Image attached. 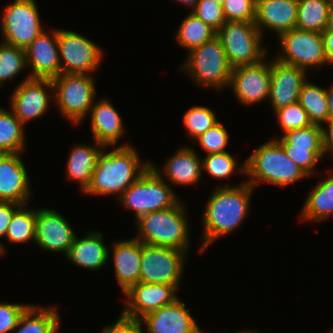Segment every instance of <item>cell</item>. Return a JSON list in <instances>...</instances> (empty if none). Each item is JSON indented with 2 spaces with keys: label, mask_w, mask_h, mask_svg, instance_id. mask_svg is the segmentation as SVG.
<instances>
[{
  "label": "cell",
  "mask_w": 333,
  "mask_h": 333,
  "mask_svg": "<svg viewBox=\"0 0 333 333\" xmlns=\"http://www.w3.org/2000/svg\"><path fill=\"white\" fill-rule=\"evenodd\" d=\"M255 188L248 182L237 186H219L210 195L202 216L203 242L199 252H203L214 241L233 232L247 217L251 194Z\"/></svg>",
  "instance_id": "6da1fadb"
},
{
  "label": "cell",
  "mask_w": 333,
  "mask_h": 333,
  "mask_svg": "<svg viewBox=\"0 0 333 333\" xmlns=\"http://www.w3.org/2000/svg\"><path fill=\"white\" fill-rule=\"evenodd\" d=\"M97 159L91 182L84 191L89 195H116L117 199L150 166V161L143 162L139 153L130 144L113 147Z\"/></svg>",
  "instance_id": "7a4b0ae2"
},
{
  "label": "cell",
  "mask_w": 333,
  "mask_h": 333,
  "mask_svg": "<svg viewBox=\"0 0 333 333\" xmlns=\"http://www.w3.org/2000/svg\"><path fill=\"white\" fill-rule=\"evenodd\" d=\"M238 170L249 176L246 182L254 188L263 181L285 187L309 177L286 155L283 147L273 138L257 147Z\"/></svg>",
  "instance_id": "3957f363"
},
{
  "label": "cell",
  "mask_w": 333,
  "mask_h": 333,
  "mask_svg": "<svg viewBox=\"0 0 333 333\" xmlns=\"http://www.w3.org/2000/svg\"><path fill=\"white\" fill-rule=\"evenodd\" d=\"M185 205L180 201L176 206L144 214L136 220L134 237L142 243L172 247L188 253L190 228Z\"/></svg>",
  "instance_id": "277c9868"
},
{
  "label": "cell",
  "mask_w": 333,
  "mask_h": 333,
  "mask_svg": "<svg viewBox=\"0 0 333 333\" xmlns=\"http://www.w3.org/2000/svg\"><path fill=\"white\" fill-rule=\"evenodd\" d=\"M157 168L150 161V166L119 198L125 208L134 210L137 219L144 214L176 206L181 201Z\"/></svg>",
  "instance_id": "5b68a950"
},
{
  "label": "cell",
  "mask_w": 333,
  "mask_h": 333,
  "mask_svg": "<svg viewBox=\"0 0 333 333\" xmlns=\"http://www.w3.org/2000/svg\"><path fill=\"white\" fill-rule=\"evenodd\" d=\"M186 62L181 66L195 83L202 87L222 91L229 85L232 74L221 39L216 35L201 46L190 50Z\"/></svg>",
  "instance_id": "8992f818"
},
{
  "label": "cell",
  "mask_w": 333,
  "mask_h": 333,
  "mask_svg": "<svg viewBox=\"0 0 333 333\" xmlns=\"http://www.w3.org/2000/svg\"><path fill=\"white\" fill-rule=\"evenodd\" d=\"M91 76L92 74L60 73L51 79L59 112L74 124H80L94 104L96 83Z\"/></svg>",
  "instance_id": "52a82bcc"
},
{
  "label": "cell",
  "mask_w": 333,
  "mask_h": 333,
  "mask_svg": "<svg viewBox=\"0 0 333 333\" xmlns=\"http://www.w3.org/2000/svg\"><path fill=\"white\" fill-rule=\"evenodd\" d=\"M232 67L255 64L267 56L263 36L254 22L226 21L217 31Z\"/></svg>",
  "instance_id": "ba28073f"
},
{
  "label": "cell",
  "mask_w": 333,
  "mask_h": 333,
  "mask_svg": "<svg viewBox=\"0 0 333 333\" xmlns=\"http://www.w3.org/2000/svg\"><path fill=\"white\" fill-rule=\"evenodd\" d=\"M186 254L176 248L142 243L139 282L170 284L179 289Z\"/></svg>",
  "instance_id": "9c48e42d"
},
{
  "label": "cell",
  "mask_w": 333,
  "mask_h": 333,
  "mask_svg": "<svg viewBox=\"0 0 333 333\" xmlns=\"http://www.w3.org/2000/svg\"><path fill=\"white\" fill-rule=\"evenodd\" d=\"M281 51L275 58L279 61L308 71L327 65L322 33L292 29L279 37Z\"/></svg>",
  "instance_id": "30bf717a"
},
{
  "label": "cell",
  "mask_w": 333,
  "mask_h": 333,
  "mask_svg": "<svg viewBox=\"0 0 333 333\" xmlns=\"http://www.w3.org/2000/svg\"><path fill=\"white\" fill-rule=\"evenodd\" d=\"M35 0H15L5 7L2 42L25 49L44 30Z\"/></svg>",
  "instance_id": "8fae6325"
},
{
  "label": "cell",
  "mask_w": 333,
  "mask_h": 333,
  "mask_svg": "<svg viewBox=\"0 0 333 333\" xmlns=\"http://www.w3.org/2000/svg\"><path fill=\"white\" fill-rule=\"evenodd\" d=\"M58 46L61 73L90 75L103 59L100 46L71 30L58 29Z\"/></svg>",
  "instance_id": "7c38bea8"
},
{
  "label": "cell",
  "mask_w": 333,
  "mask_h": 333,
  "mask_svg": "<svg viewBox=\"0 0 333 333\" xmlns=\"http://www.w3.org/2000/svg\"><path fill=\"white\" fill-rule=\"evenodd\" d=\"M54 86L49 78H30L27 76L11 95V111L24 125L41 117L50 108ZM50 92V94H48Z\"/></svg>",
  "instance_id": "4fadbf2b"
},
{
  "label": "cell",
  "mask_w": 333,
  "mask_h": 333,
  "mask_svg": "<svg viewBox=\"0 0 333 333\" xmlns=\"http://www.w3.org/2000/svg\"><path fill=\"white\" fill-rule=\"evenodd\" d=\"M266 59L232 68L228 86L244 106H251L269 98L271 70L270 60L265 62Z\"/></svg>",
  "instance_id": "5bb4252c"
},
{
  "label": "cell",
  "mask_w": 333,
  "mask_h": 333,
  "mask_svg": "<svg viewBox=\"0 0 333 333\" xmlns=\"http://www.w3.org/2000/svg\"><path fill=\"white\" fill-rule=\"evenodd\" d=\"M178 288L163 283H141L132 285L125 293L122 313L128 317L141 319L146 314L174 302Z\"/></svg>",
  "instance_id": "9a60e30c"
},
{
  "label": "cell",
  "mask_w": 333,
  "mask_h": 333,
  "mask_svg": "<svg viewBox=\"0 0 333 333\" xmlns=\"http://www.w3.org/2000/svg\"><path fill=\"white\" fill-rule=\"evenodd\" d=\"M76 234L62 214L54 209H37L34 243L50 252L66 256Z\"/></svg>",
  "instance_id": "2e32d148"
},
{
  "label": "cell",
  "mask_w": 333,
  "mask_h": 333,
  "mask_svg": "<svg viewBox=\"0 0 333 333\" xmlns=\"http://www.w3.org/2000/svg\"><path fill=\"white\" fill-rule=\"evenodd\" d=\"M271 80L269 100L273 111L281 109L299 99L300 90L307 81V71L273 58L270 61Z\"/></svg>",
  "instance_id": "e0dca14e"
},
{
  "label": "cell",
  "mask_w": 333,
  "mask_h": 333,
  "mask_svg": "<svg viewBox=\"0 0 333 333\" xmlns=\"http://www.w3.org/2000/svg\"><path fill=\"white\" fill-rule=\"evenodd\" d=\"M25 53L27 66L32 68L28 75L30 78L52 79L61 73L58 29H53L51 36L44 29L25 48Z\"/></svg>",
  "instance_id": "ac0fdd59"
},
{
  "label": "cell",
  "mask_w": 333,
  "mask_h": 333,
  "mask_svg": "<svg viewBox=\"0 0 333 333\" xmlns=\"http://www.w3.org/2000/svg\"><path fill=\"white\" fill-rule=\"evenodd\" d=\"M20 154H0V201L27 205L31 184Z\"/></svg>",
  "instance_id": "d6986e66"
},
{
  "label": "cell",
  "mask_w": 333,
  "mask_h": 333,
  "mask_svg": "<svg viewBox=\"0 0 333 333\" xmlns=\"http://www.w3.org/2000/svg\"><path fill=\"white\" fill-rule=\"evenodd\" d=\"M146 333H203L179 298L141 318Z\"/></svg>",
  "instance_id": "ffe728a7"
},
{
  "label": "cell",
  "mask_w": 333,
  "mask_h": 333,
  "mask_svg": "<svg viewBox=\"0 0 333 333\" xmlns=\"http://www.w3.org/2000/svg\"><path fill=\"white\" fill-rule=\"evenodd\" d=\"M297 11L298 0H256L254 23L262 36L269 29L279 37L295 28Z\"/></svg>",
  "instance_id": "44dd1931"
},
{
  "label": "cell",
  "mask_w": 333,
  "mask_h": 333,
  "mask_svg": "<svg viewBox=\"0 0 333 333\" xmlns=\"http://www.w3.org/2000/svg\"><path fill=\"white\" fill-rule=\"evenodd\" d=\"M93 141L104 147L116 146L124 135L122 118L108 99L94 102L89 111Z\"/></svg>",
  "instance_id": "7402d4cb"
},
{
  "label": "cell",
  "mask_w": 333,
  "mask_h": 333,
  "mask_svg": "<svg viewBox=\"0 0 333 333\" xmlns=\"http://www.w3.org/2000/svg\"><path fill=\"white\" fill-rule=\"evenodd\" d=\"M115 277L123 293L139 282L142 242L136 238L113 242Z\"/></svg>",
  "instance_id": "603a6c76"
},
{
  "label": "cell",
  "mask_w": 333,
  "mask_h": 333,
  "mask_svg": "<svg viewBox=\"0 0 333 333\" xmlns=\"http://www.w3.org/2000/svg\"><path fill=\"white\" fill-rule=\"evenodd\" d=\"M103 233L88 231L84 238L75 236L66 258L73 264L88 270H98L109 261V249L103 242Z\"/></svg>",
  "instance_id": "cb8c5ba5"
},
{
  "label": "cell",
  "mask_w": 333,
  "mask_h": 333,
  "mask_svg": "<svg viewBox=\"0 0 333 333\" xmlns=\"http://www.w3.org/2000/svg\"><path fill=\"white\" fill-rule=\"evenodd\" d=\"M163 175L174 185H192L199 183L202 177V159L191 147L179 148L166 161Z\"/></svg>",
  "instance_id": "d4e9b609"
},
{
  "label": "cell",
  "mask_w": 333,
  "mask_h": 333,
  "mask_svg": "<svg viewBox=\"0 0 333 333\" xmlns=\"http://www.w3.org/2000/svg\"><path fill=\"white\" fill-rule=\"evenodd\" d=\"M94 142L96 146L86 143L75 145L67 159L66 176L68 175L67 178L72 181H78L83 193L91 182L97 159L104 148L103 145Z\"/></svg>",
  "instance_id": "484cf974"
},
{
  "label": "cell",
  "mask_w": 333,
  "mask_h": 333,
  "mask_svg": "<svg viewBox=\"0 0 333 333\" xmlns=\"http://www.w3.org/2000/svg\"><path fill=\"white\" fill-rule=\"evenodd\" d=\"M329 176L311 190L302 207L301 221L318 222L333 215V175Z\"/></svg>",
  "instance_id": "4316f807"
},
{
  "label": "cell",
  "mask_w": 333,
  "mask_h": 333,
  "mask_svg": "<svg viewBox=\"0 0 333 333\" xmlns=\"http://www.w3.org/2000/svg\"><path fill=\"white\" fill-rule=\"evenodd\" d=\"M57 309L58 308L54 305L43 308L30 304L21 315L16 328L12 332L51 333L52 330L60 324V317Z\"/></svg>",
  "instance_id": "83f0119b"
},
{
  "label": "cell",
  "mask_w": 333,
  "mask_h": 333,
  "mask_svg": "<svg viewBox=\"0 0 333 333\" xmlns=\"http://www.w3.org/2000/svg\"><path fill=\"white\" fill-rule=\"evenodd\" d=\"M298 102L307 112L312 124L322 126L329 120L327 88H322L307 80L300 90Z\"/></svg>",
  "instance_id": "f1b7e54d"
},
{
  "label": "cell",
  "mask_w": 333,
  "mask_h": 333,
  "mask_svg": "<svg viewBox=\"0 0 333 333\" xmlns=\"http://www.w3.org/2000/svg\"><path fill=\"white\" fill-rule=\"evenodd\" d=\"M331 2L332 0H298L295 28L322 33L327 26Z\"/></svg>",
  "instance_id": "f546056e"
},
{
  "label": "cell",
  "mask_w": 333,
  "mask_h": 333,
  "mask_svg": "<svg viewBox=\"0 0 333 333\" xmlns=\"http://www.w3.org/2000/svg\"><path fill=\"white\" fill-rule=\"evenodd\" d=\"M217 35V31L198 18L193 12L184 18L176 33V40L187 51L201 46Z\"/></svg>",
  "instance_id": "4dcf8cb0"
},
{
  "label": "cell",
  "mask_w": 333,
  "mask_h": 333,
  "mask_svg": "<svg viewBox=\"0 0 333 333\" xmlns=\"http://www.w3.org/2000/svg\"><path fill=\"white\" fill-rule=\"evenodd\" d=\"M24 128L11 110L0 107V154L21 153L25 149Z\"/></svg>",
  "instance_id": "1f68e13d"
},
{
  "label": "cell",
  "mask_w": 333,
  "mask_h": 333,
  "mask_svg": "<svg viewBox=\"0 0 333 333\" xmlns=\"http://www.w3.org/2000/svg\"><path fill=\"white\" fill-rule=\"evenodd\" d=\"M22 205L12 216L6 231V240L11 243H26L35 240V223L37 209L28 210Z\"/></svg>",
  "instance_id": "d6a6232c"
},
{
  "label": "cell",
  "mask_w": 333,
  "mask_h": 333,
  "mask_svg": "<svg viewBox=\"0 0 333 333\" xmlns=\"http://www.w3.org/2000/svg\"><path fill=\"white\" fill-rule=\"evenodd\" d=\"M274 139L281 146H292V149L322 150V128L317 124L289 130Z\"/></svg>",
  "instance_id": "836d02e7"
},
{
  "label": "cell",
  "mask_w": 333,
  "mask_h": 333,
  "mask_svg": "<svg viewBox=\"0 0 333 333\" xmlns=\"http://www.w3.org/2000/svg\"><path fill=\"white\" fill-rule=\"evenodd\" d=\"M27 68L25 49L0 43V87Z\"/></svg>",
  "instance_id": "e575fe53"
},
{
  "label": "cell",
  "mask_w": 333,
  "mask_h": 333,
  "mask_svg": "<svg viewBox=\"0 0 333 333\" xmlns=\"http://www.w3.org/2000/svg\"><path fill=\"white\" fill-rule=\"evenodd\" d=\"M183 122L187 128V136L197 138L214 126L218 120L213 110L206 106H193L183 115Z\"/></svg>",
  "instance_id": "d590c367"
},
{
  "label": "cell",
  "mask_w": 333,
  "mask_h": 333,
  "mask_svg": "<svg viewBox=\"0 0 333 333\" xmlns=\"http://www.w3.org/2000/svg\"><path fill=\"white\" fill-rule=\"evenodd\" d=\"M237 161L229 152L208 154L202 159V170L215 179H230L235 174Z\"/></svg>",
  "instance_id": "8d00e7d4"
},
{
  "label": "cell",
  "mask_w": 333,
  "mask_h": 333,
  "mask_svg": "<svg viewBox=\"0 0 333 333\" xmlns=\"http://www.w3.org/2000/svg\"><path fill=\"white\" fill-rule=\"evenodd\" d=\"M282 131L285 133L289 130L300 129L310 126L307 112L301 107L299 102L289 104L274 112Z\"/></svg>",
  "instance_id": "74e56055"
},
{
  "label": "cell",
  "mask_w": 333,
  "mask_h": 333,
  "mask_svg": "<svg viewBox=\"0 0 333 333\" xmlns=\"http://www.w3.org/2000/svg\"><path fill=\"white\" fill-rule=\"evenodd\" d=\"M229 135L224 125L218 121L214 126L210 127L205 133L195 138L198 141L207 154L227 152L226 146Z\"/></svg>",
  "instance_id": "f35d334b"
},
{
  "label": "cell",
  "mask_w": 333,
  "mask_h": 333,
  "mask_svg": "<svg viewBox=\"0 0 333 333\" xmlns=\"http://www.w3.org/2000/svg\"><path fill=\"white\" fill-rule=\"evenodd\" d=\"M222 8L226 21L255 20L256 0H226Z\"/></svg>",
  "instance_id": "ab89813d"
},
{
  "label": "cell",
  "mask_w": 333,
  "mask_h": 333,
  "mask_svg": "<svg viewBox=\"0 0 333 333\" xmlns=\"http://www.w3.org/2000/svg\"><path fill=\"white\" fill-rule=\"evenodd\" d=\"M191 12L216 31L226 22L222 5L214 0H199Z\"/></svg>",
  "instance_id": "60d3db41"
},
{
  "label": "cell",
  "mask_w": 333,
  "mask_h": 333,
  "mask_svg": "<svg viewBox=\"0 0 333 333\" xmlns=\"http://www.w3.org/2000/svg\"><path fill=\"white\" fill-rule=\"evenodd\" d=\"M286 155L309 176L314 172V167L324 156L323 150L292 149V146H282Z\"/></svg>",
  "instance_id": "b9f144b4"
},
{
  "label": "cell",
  "mask_w": 333,
  "mask_h": 333,
  "mask_svg": "<svg viewBox=\"0 0 333 333\" xmlns=\"http://www.w3.org/2000/svg\"><path fill=\"white\" fill-rule=\"evenodd\" d=\"M28 304L20 303H0V333H11L17 326L18 321Z\"/></svg>",
  "instance_id": "7bdbcfd3"
},
{
  "label": "cell",
  "mask_w": 333,
  "mask_h": 333,
  "mask_svg": "<svg viewBox=\"0 0 333 333\" xmlns=\"http://www.w3.org/2000/svg\"><path fill=\"white\" fill-rule=\"evenodd\" d=\"M143 328L141 319L128 317L121 312L116 322L105 326L102 333H143Z\"/></svg>",
  "instance_id": "ee69618b"
},
{
  "label": "cell",
  "mask_w": 333,
  "mask_h": 333,
  "mask_svg": "<svg viewBox=\"0 0 333 333\" xmlns=\"http://www.w3.org/2000/svg\"><path fill=\"white\" fill-rule=\"evenodd\" d=\"M21 206L13 202L0 201V238H5L12 216ZM5 252V246L0 242V255H3Z\"/></svg>",
  "instance_id": "f6af8a7d"
},
{
  "label": "cell",
  "mask_w": 333,
  "mask_h": 333,
  "mask_svg": "<svg viewBox=\"0 0 333 333\" xmlns=\"http://www.w3.org/2000/svg\"><path fill=\"white\" fill-rule=\"evenodd\" d=\"M327 127L321 126L322 128V150L324 155H330L333 158V119H329ZM327 153V154H326Z\"/></svg>",
  "instance_id": "bcb514c9"
},
{
  "label": "cell",
  "mask_w": 333,
  "mask_h": 333,
  "mask_svg": "<svg viewBox=\"0 0 333 333\" xmlns=\"http://www.w3.org/2000/svg\"><path fill=\"white\" fill-rule=\"evenodd\" d=\"M324 50L326 54L327 64L333 65V31L326 28L322 32Z\"/></svg>",
  "instance_id": "7dc6e473"
},
{
  "label": "cell",
  "mask_w": 333,
  "mask_h": 333,
  "mask_svg": "<svg viewBox=\"0 0 333 333\" xmlns=\"http://www.w3.org/2000/svg\"><path fill=\"white\" fill-rule=\"evenodd\" d=\"M329 119H333V83L327 88Z\"/></svg>",
  "instance_id": "c3c4849f"
},
{
  "label": "cell",
  "mask_w": 333,
  "mask_h": 333,
  "mask_svg": "<svg viewBox=\"0 0 333 333\" xmlns=\"http://www.w3.org/2000/svg\"><path fill=\"white\" fill-rule=\"evenodd\" d=\"M326 29L333 31V0L330 4V7H329L328 22H327Z\"/></svg>",
  "instance_id": "681fc988"
},
{
  "label": "cell",
  "mask_w": 333,
  "mask_h": 333,
  "mask_svg": "<svg viewBox=\"0 0 333 333\" xmlns=\"http://www.w3.org/2000/svg\"><path fill=\"white\" fill-rule=\"evenodd\" d=\"M181 4H184L186 6H191L192 10L196 7V4L198 3L199 0H176Z\"/></svg>",
  "instance_id": "f907efd6"
},
{
  "label": "cell",
  "mask_w": 333,
  "mask_h": 333,
  "mask_svg": "<svg viewBox=\"0 0 333 333\" xmlns=\"http://www.w3.org/2000/svg\"><path fill=\"white\" fill-rule=\"evenodd\" d=\"M59 329H60V326H59V324L52 330V332L51 333H60L59 332Z\"/></svg>",
  "instance_id": "816d5d0a"
},
{
  "label": "cell",
  "mask_w": 333,
  "mask_h": 333,
  "mask_svg": "<svg viewBox=\"0 0 333 333\" xmlns=\"http://www.w3.org/2000/svg\"><path fill=\"white\" fill-rule=\"evenodd\" d=\"M235 333H258V332H255L254 330L253 331H250V330H244V331H238V332H235Z\"/></svg>",
  "instance_id": "f5cc1de1"
},
{
  "label": "cell",
  "mask_w": 333,
  "mask_h": 333,
  "mask_svg": "<svg viewBox=\"0 0 333 333\" xmlns=\"http://www.w3.org/2000/svg\"><path fill=\"white\" fill-rule=\"evenodd\" d=\"M214 1L222 5L226 0H214Z\"/></svg>",
  "instance_id": "db71d44e"
}]
</instances>
